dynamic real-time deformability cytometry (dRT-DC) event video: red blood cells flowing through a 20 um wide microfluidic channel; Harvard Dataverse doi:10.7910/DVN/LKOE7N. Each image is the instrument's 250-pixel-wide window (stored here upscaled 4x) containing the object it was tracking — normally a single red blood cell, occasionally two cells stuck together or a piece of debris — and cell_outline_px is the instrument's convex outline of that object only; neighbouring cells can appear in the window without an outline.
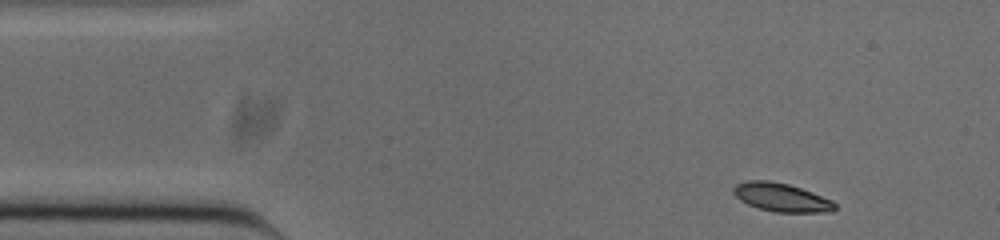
{"species": "common noctule bat (a hibernating species)", "species_latin": "Nyctalus noctula", "temperature_condition": "cold", "stored_images_in_passage": 48, "camera_frame_rate_fps": 3000, "um_per_image_px": 0.085, "animal": {"sex": "male", "body_mass_g": 20.0, "forearm_length_mm": 53.3}, "frame": {"image": 1, "passage_image": 1, "time_ms": 0.0, "image_size_px": [1000, 240], "cell_outline_px": [[836, 208], [832, 212], [776, 212], [760, 208], [748, 204], [740, 200], [732, 192], [732, 188], [736, 184], [748, 180], [768, 180], [788, 184], [812, 192], [832, 200], [836, 204]], "centroid_in_image_um": [66.42, 16.77], "position_along_channel_um": 18.6, "area_um2": 16.76}}
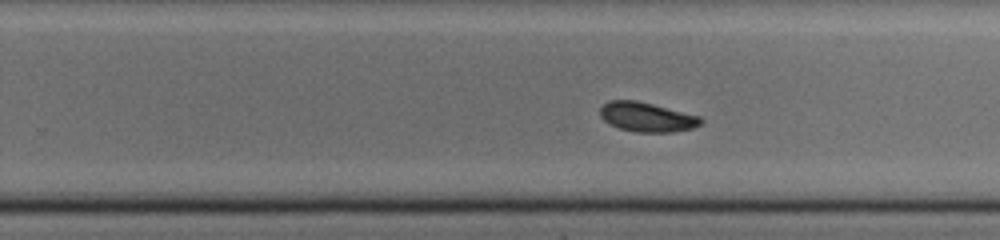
{"frame": {"image": 2, "passage_image": 27, "time_ms": 8.667, "image_size_px": [1000, 240], "cell_outline_px": [[704, 120], [700, 124], [692, 128], [672, 132], [636, 132], [620, 128], [608, 124], [600, 116], [600, 108], [608, 100], [636, 100], [700, 116]], "centroid_in_image_um": [54.96, 9.95], "position_along_channel_um": 274.8, "area_um2": 17.22}}
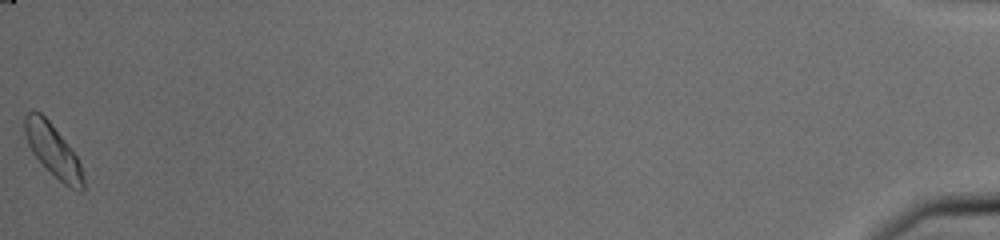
{"frame": {"image": 3, "passage_image": 48, "time_ms": 15.667, "image_size_px": [1000, 240], "cell_outline_px": [[84, 188], [80, 192], [64, 184], [32, 152], [28, 144], [24, 132], [24, 116], [28, 112], [40, 112], [52, 124], [76, 156], [80, 164], [84, 180]], "centroid_in_image_um": [4.5, 12.78], "position_along_channel_um": 430.7, "area_um2": 17.22}, "authors_computed_cell_mechanics": {"area_um2": 17.2244, "velocity_mm_per_s": 3.8057, "shape_relaxation_time_tau1_ms": 4.9563, "shape_relaxation_time_tau2_ms": 7.7062, "deformation_change_tau1": 0.1461, "deformation_change_tau2": 0.0471}}